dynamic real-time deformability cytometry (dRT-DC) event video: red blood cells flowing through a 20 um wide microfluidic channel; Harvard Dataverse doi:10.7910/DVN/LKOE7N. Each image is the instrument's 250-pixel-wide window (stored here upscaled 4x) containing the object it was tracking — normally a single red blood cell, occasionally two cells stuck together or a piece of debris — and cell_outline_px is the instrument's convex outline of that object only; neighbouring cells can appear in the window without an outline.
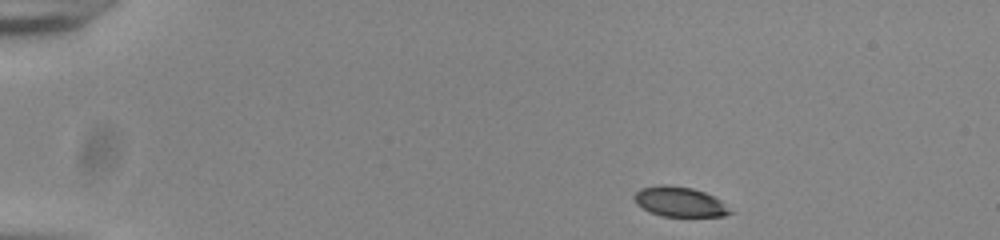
{"species": "common noctule bat (a hibernating species)", "species_latin": "Nyctalus noctula", "temperature_condition": "room temperature", "stored_images_in_passage": 46, "camera_frame_rate_fps": 3000, "um_per_image_px": 0.085, "animal": {"sex": "male", "body_mass_g": 20.0, "forearm_length_mm": 53.3}, "frame": {"image": 1, "passage_image": 1, "time_ms": 0.0, "image_size_px": [1000, 240], "cell_outline_px": [[736, 212], [724, 216], [664, 216], [652, 212], [636, 204], [632, 196], [640, 188], [660, 184], [664, 184], [692, 188], [704, 192], [720, 200]], "centroid_in_image_um": [57.79, 17.14], "position_along_channel_um": 27.2, "area_um2": 16.7}}
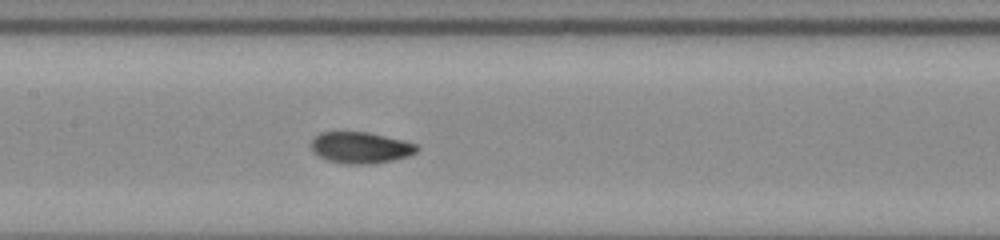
{"frame": {"image": 2, "passage_image": 20, "time_ms": 6.333, "image_size_px": [1000, 240], "cell_outline_px": [[420, 148], [416, 152], [408, 156], [392, 160], [372, 164], [344, 164], [328, 160], [312, 152], [312, 140], [320, 132], [368, 132], [404, 140], [416, 144]], "centroid_in_image_um": [30.67, 12.55], "position_along_channel_um": 176.7, "area_um2": 19.31}}
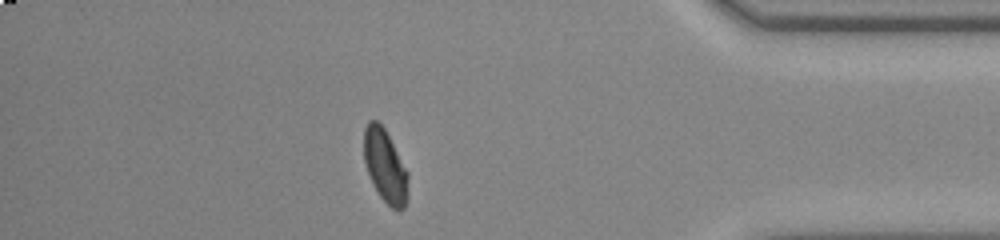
{"frame": {"image": 3, "passage_image": 40, "time_ms": 13.0, "image_size_px": [1000, 240], "cell_outline_px": [[408, 196], [404, 208], [400, 212], [392, 208], [380, 196], [368, 172], [364, 160], [364, 128], [368, 120], [376, 120], [384, 128], [408, 172]], "centroid_in_image_um": [32.75, 14.12], "position_along_channel_um": 402.4, "area_um2": 18.61}, "authors_computed_cell_mechanics": {"area_um2": 18.9584, "velocity_mm_per_s": 3.8347, "shape_relaxation_time_tau1_ms": 3.3355, "shape_relaxation_time_tau2_ms": 0.9676, "deformation_change_tau1": 0.1342, "deformation_change_tau2": 0.0373}}